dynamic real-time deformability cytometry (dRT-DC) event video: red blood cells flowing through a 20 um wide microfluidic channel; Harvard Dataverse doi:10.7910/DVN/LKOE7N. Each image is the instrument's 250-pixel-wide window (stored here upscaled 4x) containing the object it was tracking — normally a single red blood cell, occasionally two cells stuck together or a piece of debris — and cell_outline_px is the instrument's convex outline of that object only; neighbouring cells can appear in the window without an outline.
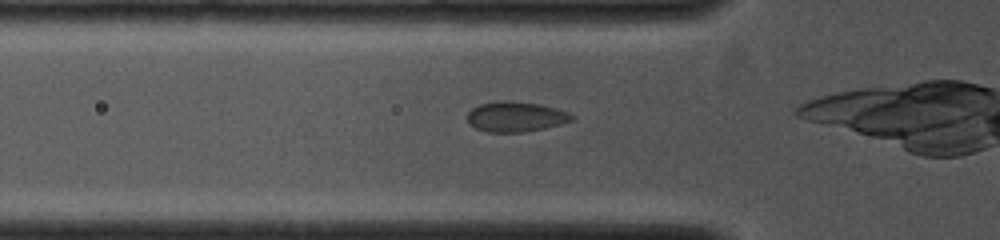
{"species": "common noctule bat (a hibernating species)", "species_latin": "Nyctalus noctula", "temperature_condition": "cold", "stored_images_in_passage": 9, "camera_frame_rate_fps": 4000, "um_per_image_px": 0.085, "animal": {"sex": "female", "body_mass_g": 19.0, "forearm_length_mm": 53.3}, "frame": {"image": 1, "passage_image": 4, "time_ms": 0.75, "image_size_px": [1000, 240], "cell_outline_px": [[576, 116], [572, 120], [560, 124], [544, 128], [524, 132], [488, 132], [476, 128], [468, 124], [468, 112], [472, 108], [480, 104], [496, 100], [508, 100], [540, 104], [556, 108], [568, 112]], "centroid_in_image_um": [43.82, 9.91], "position_along_channel_um": 82.0, "area_um2": 18.5}}
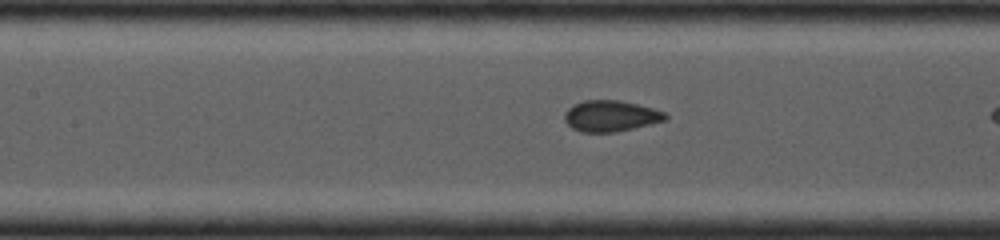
{"frame": {"image": 2, "passage_image": 8, "time_ms": 2.25, "image_size_px": [1000, 240], "cell_outline_px": [[668, 116], [664, 120], [616, 132], [580, 132], [572, 128], [564, 120], [564, 116], [568, 108], [584, 100], [616, 100], [636, 104], [652, 108], [664, 112]], "centroid_in_image_um": [51.87, 9.86], "position_along_channel_um": 155.5, "area_um2": 17.92}}